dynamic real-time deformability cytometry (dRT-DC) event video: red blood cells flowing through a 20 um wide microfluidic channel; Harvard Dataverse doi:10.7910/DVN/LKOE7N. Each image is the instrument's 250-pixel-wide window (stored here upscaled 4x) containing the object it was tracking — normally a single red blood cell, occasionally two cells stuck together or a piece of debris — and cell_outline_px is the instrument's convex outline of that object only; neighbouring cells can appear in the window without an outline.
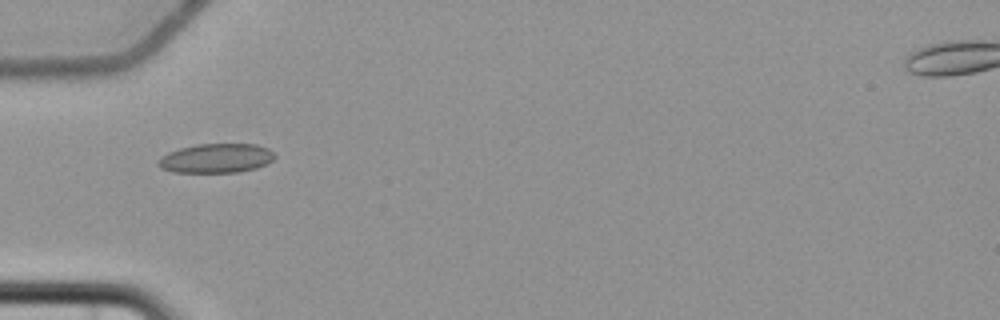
{"species": "common noctule bat (a hibernating species)", "species_latin": "Nyctalus noctula", "temperature_condition": "cold", "stored_images_in_passage": 8, "camera_frame_rate_fps": 3000, "um_per_image_px": 0.085, "animal": {"sex": "female", "body_mass_g": 22.7, "forearm_length_mm": 54.2}, "frame": {"image": 1, "passage_image": 4, "time_ms": 4.333, "image_size_px": [1000, 320], "cell_outline_px": [[276, 156], [268, 164], [256, 168], [240, 172], [172, 172], [160, 168], [156, 164], [160, 156], [168, 152], [180, 148], [196, 144], [256, 144], [268, 148]], "centroid_in_image_um": [18.36, 13.45], "position_along_channel_um": 66.6, "area_um2": 20.06}}
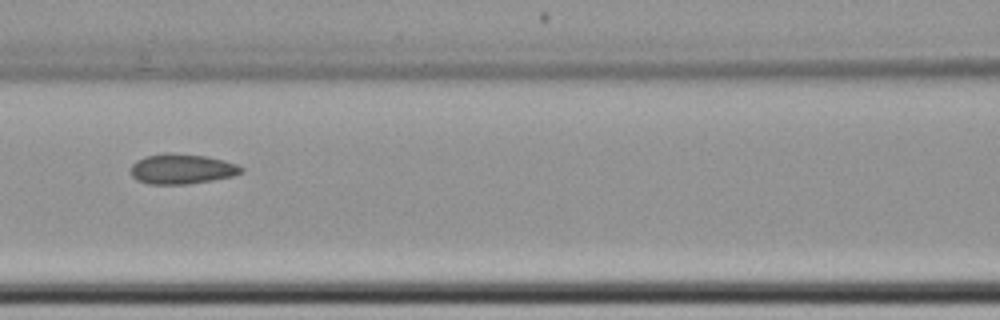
{"frame": {"image": 2, "passage_image": 6, "time_ms": 6.667, "image_size_px": [1000, 320], "cell_outline_px": [[244, 172], [232, 176], [212, 180], [188, 184], [148, 184], [136, 180], [132, 176], [132, 164], [136, 160], [144, 156], [164, 152], [168, 152], [204, 156], [224, 160], [236, 164], [244, 168]], "centroid_in_image_um": [15.44, 14.35], "position_along_channel_um": 151.2, "area_um2": 19.48}}
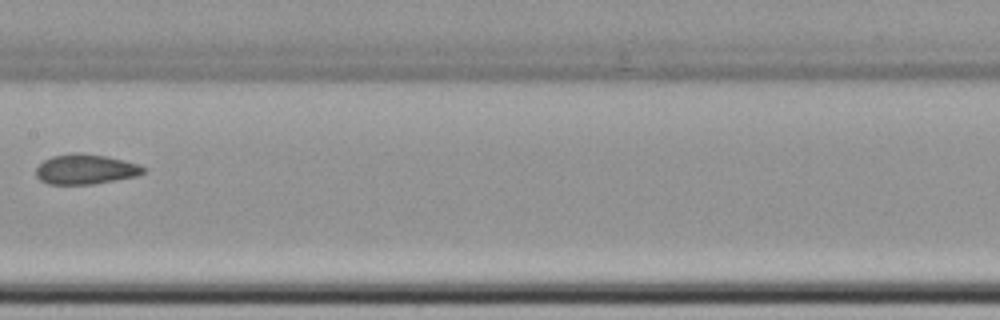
{"frame": {"image": 3, "passage_image": 7, "time_ms": 8.0, "image_size_px": [1000, 320], "cell_outline_px": [[148, 168], [144, 172], [136, 176], [92, 184], [48, 184], [40, 180], [36, 176], [36, 168], [44, 160], [52, 156], [72, 152], [76, 152], [104, 156], [124, 160], [140, 164]], "centroid_in_image_um": [7.27, 14.38], "position_along_channel_um": 200.1, "area_um2": 18.79}}